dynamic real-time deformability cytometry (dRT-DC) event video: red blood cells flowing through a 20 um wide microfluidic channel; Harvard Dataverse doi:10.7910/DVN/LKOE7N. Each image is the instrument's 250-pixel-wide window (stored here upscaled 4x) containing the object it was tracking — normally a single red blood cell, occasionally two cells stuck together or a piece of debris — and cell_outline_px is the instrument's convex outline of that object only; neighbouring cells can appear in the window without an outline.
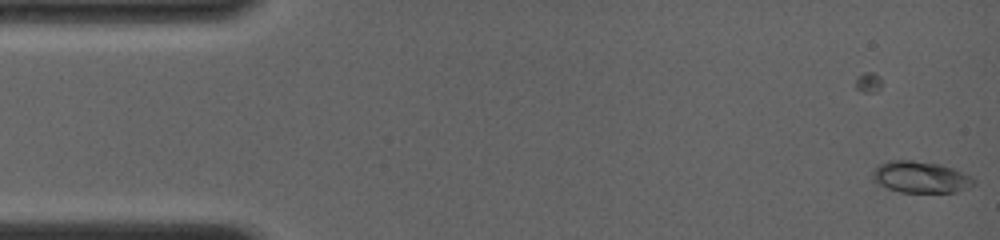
{"species": "common noctule bat (a hibernating species)", "species_latin": "Nyctalus noctula", "temperature_condition": "room temperature", "stored_images_in_passage": 9, "camera_frame_rate_fps": 4000, "um_per_image_px": 0.085, "animal": {"sex": "female", "body_mass_g": 19.0, "forearm_length_mm": 56.7}, "frame": {"image": 1, "passage_image": 9, "time_ms": 1.25, "image_size_px": [1000, 240], "cell_outline_px": [[976, 184], [968, 188], [956, 192], [900, 192], [888, 188], [872, 180], [872, 172], [880, 164], [888, 160], [912, 160], [940, 164], [952, 168], [972, 176], [976, 180]], "centroid_in_image_um": [78.28, 15.05], "position_along_channel_um": 6.7, "area_um2": 18.67}}